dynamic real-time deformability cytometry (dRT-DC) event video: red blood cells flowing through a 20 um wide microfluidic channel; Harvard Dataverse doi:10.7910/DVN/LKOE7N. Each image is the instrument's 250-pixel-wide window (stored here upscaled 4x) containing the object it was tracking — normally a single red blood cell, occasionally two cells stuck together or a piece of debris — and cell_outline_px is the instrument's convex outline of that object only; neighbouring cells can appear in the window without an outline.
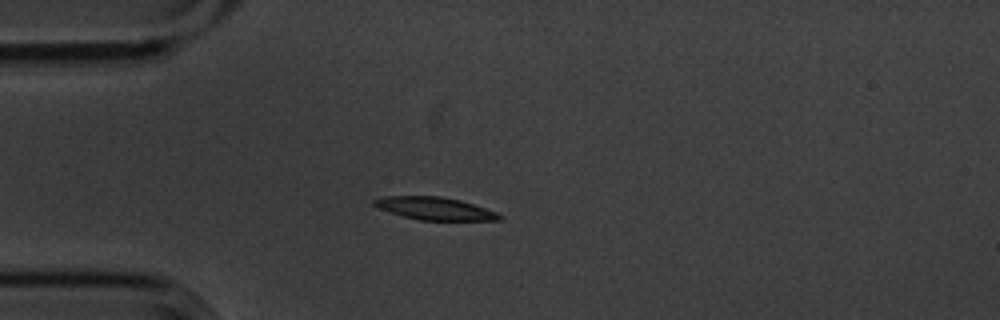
{"species": "common noctule bat (a hibernating species)", "species_latin": "Nyctalus noctula", "temperature_condition": "cold", "stored_images_in_passage": 12, "camera_frame_rate_fps": 3000, "um_per_image_px": 0.085, "animal": {"sex": "male", "body_mass_g": 20.1, "forearm_length_mm": 53.5}, "frame": {"image": 1, "passage_image": 1, "time_ms": 0.0, "image_size_px": [1000, 320], "cell_outline_px": [[500, 220], [420, 220], [404, 216], [380, 208], [372, 204], [372, 200], [384, 196], [440, 196], [460, 200], [496, 212], [500, 216]], "centroid_in_image_um": [36.92, 17.71], "position_along_channel_um": 48.1, "area_um2": 16.18}}
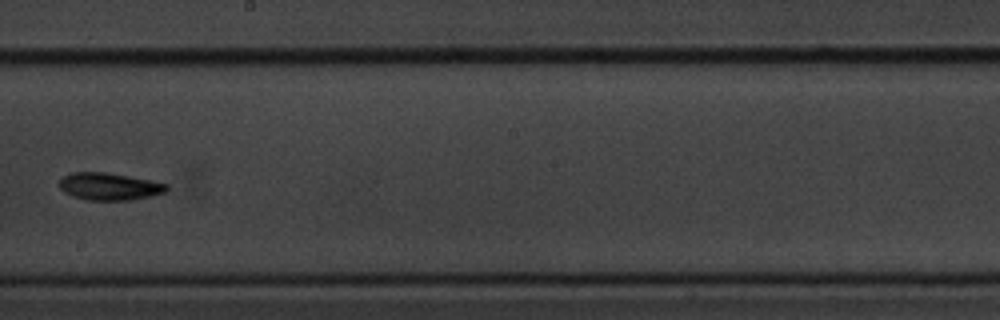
{"frame": {"image": 2, "passage_image": 6, "time_ms": 1.667, "image_size_px": [1000, 320], "cell_outline_px": [[168, 188], [164, 192], [152, 196], [128, 200], [84, 200], [72, 196], [64, 192], [56, 184], [64, 176], [72, 172], [104, 172], [152, 180], [168, 184]], "centroid_in_image_um": [9.26, 15.85], "position_along_channel_um": 238.9, "area_um2": 17.17}}
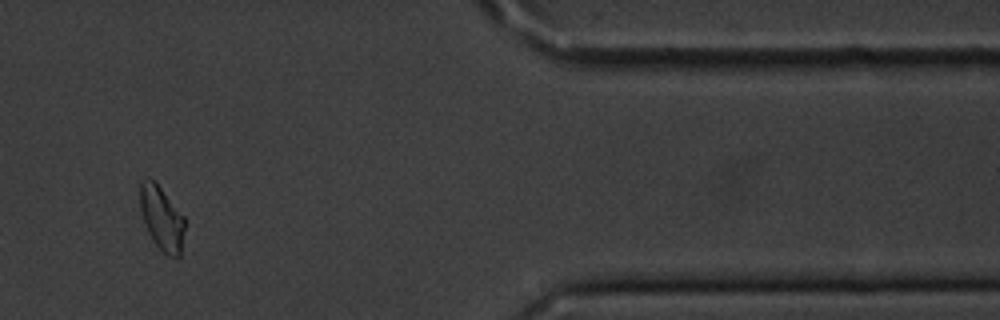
{"frame": {"image": 3, "passage_image": 10, "time_ms": 3.0, "image_size_px": [1000, 320], "cell_outline_px": [[184, 228], [180, 256], [168, 256], [156, 244], [148, 232], [140, 208], [140, 184], [148, 176], [160, 188], [184, 216]], "centroid_in_image_um": [13.74, 18.55], "position_along_channel_um": 397.7, "area_um2": 16.13}}